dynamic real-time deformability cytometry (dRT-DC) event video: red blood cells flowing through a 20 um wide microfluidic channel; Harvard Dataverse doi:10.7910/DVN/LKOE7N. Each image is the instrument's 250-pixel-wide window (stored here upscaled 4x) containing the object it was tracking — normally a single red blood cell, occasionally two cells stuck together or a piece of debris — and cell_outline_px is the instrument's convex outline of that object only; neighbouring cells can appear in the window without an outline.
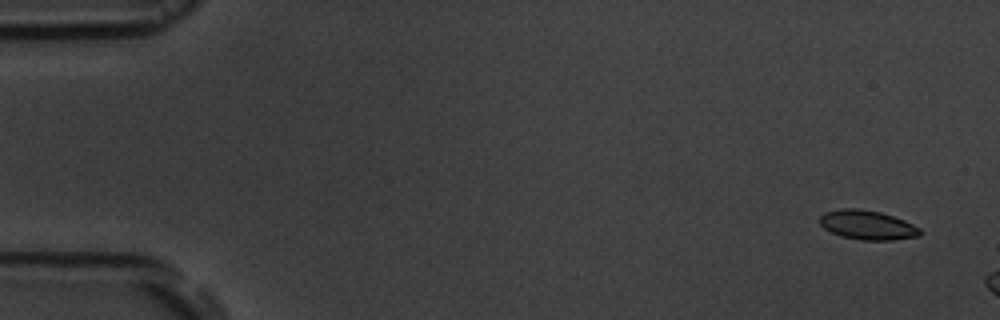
{"species": "common noctule bat (a hibernating species)", "species_latin": "Nyctalus noctula", "temperature_condition": "room temperature", "stored_images_in_passage": 3, "camera_frame_rate_fps": 3000, "um_per_image_px": 0.085, "animal": {"sex": "male", "body_mass_g": 19.5, "forearm_length_mm": 54.6}, "frame": {"image": 1, "passage_image": 1, "time_ms": 0.0, "image_size_px": [1000, 320], "cell_outline_px": [[920, 236], [892, 240], [860, 240], [840, 236], [824, 228], [820, 224], [820, 216], [824, 212], [840, 208], [856, 208], [880, 212], [904, 220], [920, 228]], "centroid_in_image_um": [73.71, 19.12], "position_along_channel_um": 11.3, "area_um2": 17.11}}